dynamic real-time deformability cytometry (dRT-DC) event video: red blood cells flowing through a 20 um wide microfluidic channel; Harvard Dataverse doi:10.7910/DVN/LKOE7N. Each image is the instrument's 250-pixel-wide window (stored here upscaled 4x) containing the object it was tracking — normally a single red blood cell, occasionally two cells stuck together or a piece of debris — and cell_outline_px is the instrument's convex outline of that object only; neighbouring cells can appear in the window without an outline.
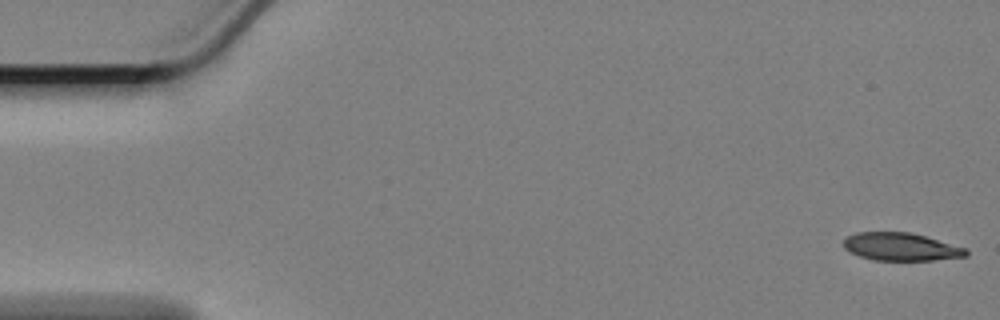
{"species": "Egyptian fruit bat (a non-hibernating species)", "species_latin": "Rousettus aegyptiacus", "temperature_condition": "cold", "stored_images_in_passage": 59, "camera_frame_rate_fps": 3000, "um_per_image_px": 0.085, "animal": {"sex": "female"}, "frame": {"image": 1, "passage_image": 1, "time_ms": 0.0, "image_size_px": [1000, 320], "cell_outline_px": [[968, 256], [932, 260], [872, 260], [860, 256], [844, 248], [844, 240], [848, 236], [856, 232], [912, 232], [968, 248]], "centroid_in_image_um": [76.62, 20.97], "position_along_channel_um": 8.4, "area_um2": 19.94}}
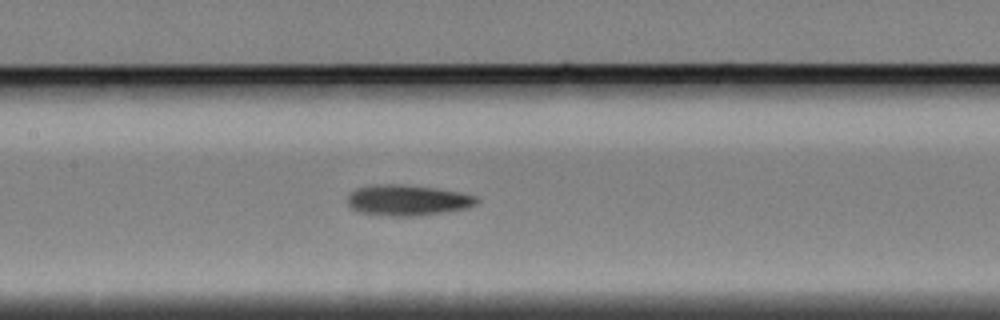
{"frame": {"image": 2, "passage_image": 27, "time_ms": 8.667, "image_size_px": [1000, 320], "cell_outline_px": [[480, 200], [476, 204], [468, 208], [444, 212], [412, 216], [388, 216], [360, 212], [352, 208], [348, 204], [348, 196], [356, 188], [372, 184], [400, 184], [436, 188], [476, 196]], "centroid_in_image_um": [34.63, 17.01], "position_along_channel_um": 172.8, "area_um2": 23.06}}
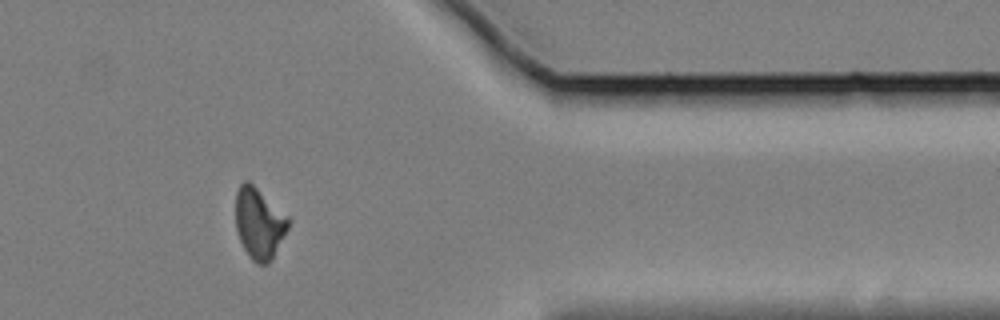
{"frame": {"image": 3, "passage_image": 48, "time_ms": 15.667, "image_size_px": [1000, 320], "cell_outline_px": [[292, 220], [272, 260], [268, 264], [256, 264], [248, 256], [240, 240], [236, 228], [236, 192], [240, 184], [244, 180], [248, 180], [288, 216]], "centroid_in_image_um": [22.03, 19.0], "position_along_channel_um": 389.4, "area_um2": 21.85}, "authors_computed_cell_mechanics": {"area_um2": 22.1374, "velocity_mm_per_s": 3.3776, "shape_relaxation_time_tau1_ms": 3.3418, "shape_relaxation_time_tau2_ms": 8.7989, "deformation_change_tau1": 0.1284, "deformation_change_tau2": 0.1753}}